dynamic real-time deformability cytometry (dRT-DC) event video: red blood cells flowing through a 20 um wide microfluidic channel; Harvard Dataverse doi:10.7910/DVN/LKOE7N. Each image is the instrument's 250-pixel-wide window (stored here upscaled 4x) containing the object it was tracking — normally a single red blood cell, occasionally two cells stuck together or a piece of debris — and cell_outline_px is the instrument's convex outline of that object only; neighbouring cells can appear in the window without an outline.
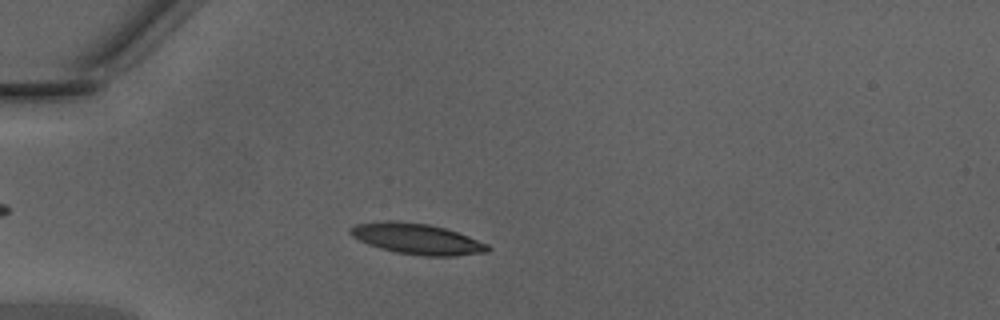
{"species": "Egyptian fruit bat (a non-hibernating species)", "species_latin": "Rousettus aegyptiacus", "temperature_condition": "warm", "stored_images_in_passage": 42, "camera_frame_rate_fps": 3000, "um_per_image_px": 0.085, "animal": {"sex": "male"}, "frame": {"image": 1, "passage_image": 8, "time_ms": 2.333, "image_size_px": [1000, 320], "cell_outline_px": [[492, 248], [488, 252], [452, 256], [424, 256], [396, 252], [380, 248], [368, 244], [352, 236], [348, 232], [348, 228], [356, 224], [388, 220], [428, 224], [444, 228], [468, 236], [488, 244]], "centroid_in_image_um": [35.44, 20.31], "position_along_channel_um": 49.6, "area_um2": 24.51}}
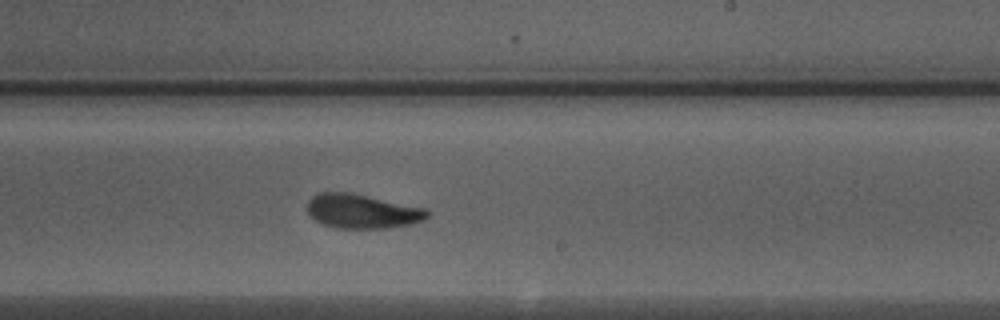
{"frame": {"image": 2, "passage_image": 24, "time_ms": 7.667, "image_size_px": [1000, 320], "cell_outline_px": [[428, 216], [424, 220], [408, 224], [388, 228], [336, 228], [324, 224], [316, 220], [308, 212], [308, 200], [316, 192], [348, 192], [424, 208], [428, 212]], "centroid_in_image_um": [30.74, 17.95], "position_along_channel_um": 258.3, "area_um2": 23.58}}
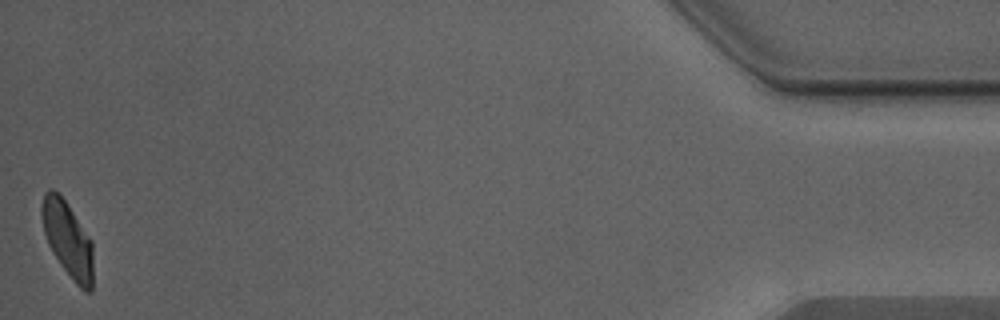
{"frame": {"image": 3, "passage_image": 42, "time_ms": 13.667, "image_size_px": [1000, 320], "cell_outline_px": [[92, 292], [84, 292], [76, 284], [60, 264], [52, 252], [48, 244], [44, 232], [40, 216], [40, 204], [44, 192], [48, 188], [52, 188], [64, 200], [92, 240]], "centroid_in_image_um": [5.72, 20.33], "position_along_channel_um": 429.5, "area_um2": 22.66}, "authors_computed_cell_mechanics": {"area_um2": 23.4957, "velocity_mm_per_s": 4.3174, "shape_relaxation_time_tau1_ms": 2.8441, "shape_relaxation_time_tau2_ms": 2.1111, "deformation_change_tau1": 0.1401, "deformation_change_tau2": 0.0753}}